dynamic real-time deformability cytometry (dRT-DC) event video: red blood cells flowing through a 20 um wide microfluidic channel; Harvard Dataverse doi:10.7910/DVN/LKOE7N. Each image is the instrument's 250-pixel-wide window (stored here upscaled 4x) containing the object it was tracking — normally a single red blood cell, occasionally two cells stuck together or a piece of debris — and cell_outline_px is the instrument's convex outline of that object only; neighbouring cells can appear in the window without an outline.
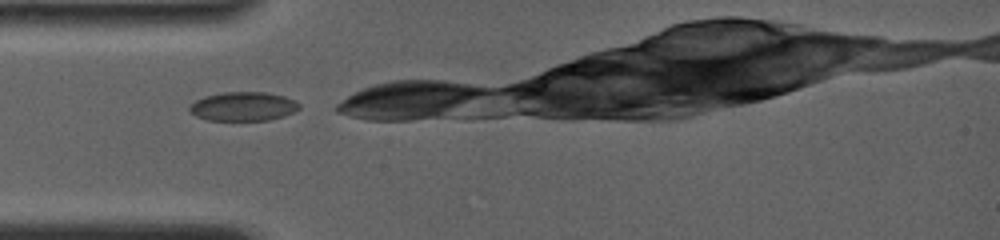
{"species": "common noctule bat (a hibernating species)", "species_latin": "Nyctalus noctula", "temperature_condition": "room temperature", "stored_images_in_passage": 5, "camera_frame_rate_fps": 4000, "um_per_image_px": 0.085, "animal": {"sex": "female", "body_mass_g": 19.0, "forearm_length_mm": 56.7}, "frame": {"image": 1, "passage_image": 1, "time_ms": 0.0, "image_size_px": [1000, 240], "cell_outline_px": [[300, 108], [284, 116], [268, 120], [208, 120], [196, 116], [188, 112], [188, 108], [196, 100], [204, 96], [224, 92], [264, 92], [284, 96], [296, 100], [300, 104]], "centroid_in_image_um": [20.67, 9.04], "position_along_channel_um": 64.3, "area_um2": 18.55}}